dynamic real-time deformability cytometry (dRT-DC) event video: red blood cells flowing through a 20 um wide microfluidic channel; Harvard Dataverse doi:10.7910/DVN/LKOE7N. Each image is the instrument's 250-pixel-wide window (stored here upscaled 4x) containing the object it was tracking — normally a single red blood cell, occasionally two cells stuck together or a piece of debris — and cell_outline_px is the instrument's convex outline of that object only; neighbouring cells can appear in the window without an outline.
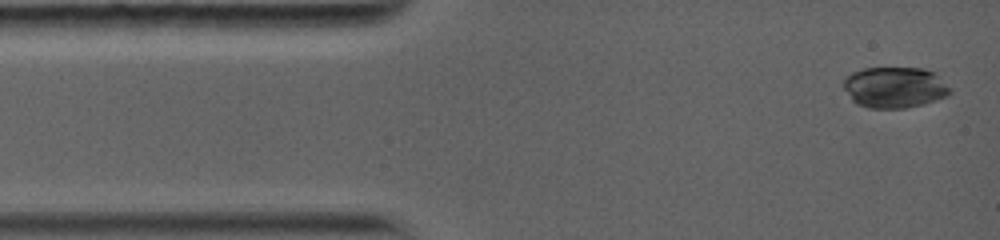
{"species": "common noctule bat (a hibernating species)", "species_latin": "Nyctalus noctula", "temperature_condition": "warm", "stored_images_in_passage": 13, "camera_frame_rate_fps": 5000, "um_per_image_px": 0.085, "animal": {"sex": "female", "body_mass_g": 19.0, "forearm_length_mm": 56.7}, "frame": {"image": 1, "passage_image": 1, "time_ms": 0.0, "image_size_px": [1000, 240], "cell_outline_px": [[952, 92], [948, 96], [924, 104], [904, 108], [868, 108], [856, 104], [852, 100], [844, 88], [844, 76], [852, 72], [864, 68], [920, 68], [936, 72], [952, 88]], "centroid_in_image_um": [76.08, 7.42], "position_along_channel_um": 8.9, "area_um2": 25.84}}
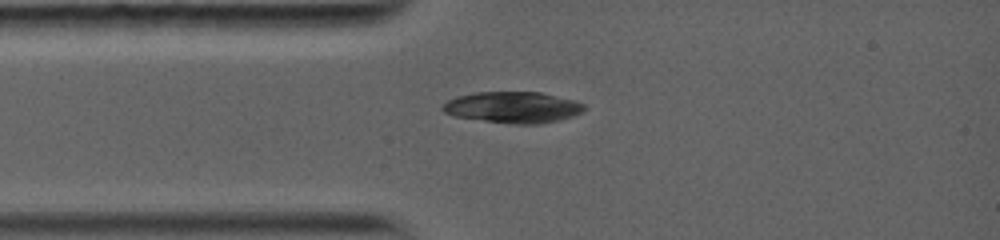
{"frame": {"image": 2, "passage_image": 11, "time_ms": 2.4, "image_size_px": [1000, 240], "cell_outline_px": [[584, 112], [572, 116], [540, 124], [512, 124], [452, 116], [444, 112], [440, 108], [448, 100], [456, 96], [476, 92], [540, 92], [572, 100], [584, 104]], "centroid_in_image_um": [43.56, 9.12], "position_along_channel_um": 41.4, "area_um2": 25.66}}